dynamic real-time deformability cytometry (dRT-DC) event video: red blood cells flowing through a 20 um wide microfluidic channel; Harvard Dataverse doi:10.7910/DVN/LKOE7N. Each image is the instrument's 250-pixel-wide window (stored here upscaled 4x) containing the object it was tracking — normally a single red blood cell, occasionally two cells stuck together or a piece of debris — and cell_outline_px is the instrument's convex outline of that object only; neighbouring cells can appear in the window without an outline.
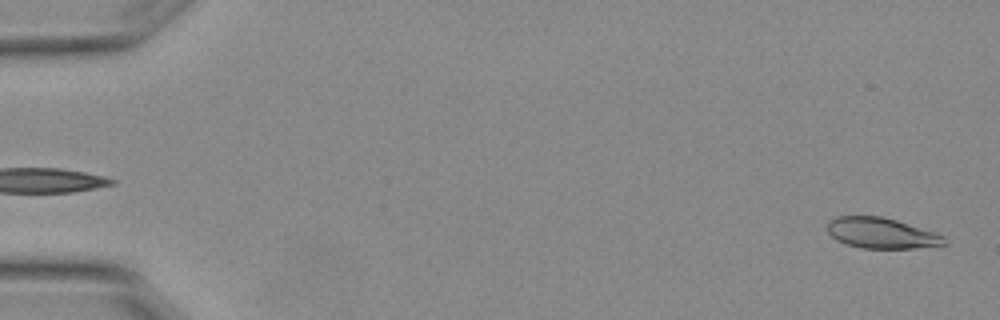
{"species": "Egyptian fruit bat (a non-hibernating species)", "species_latin": "Rousettus aegyptiacus", "temperature_condition": "warm", "stored_images_in_passage": 4, "segment_of_instrument_passage": [2, 2], "camera_frame_rate_fps": 3000, "um_per_image_px": 0.085, "animal": {"sex": "female"}, "frame": {"image": 1, "passage_image": 4, "time_ms": 1.0, "image_size_px": [1000, 320], "cell_outline_px": [[948, 244], [940, 248], [864, 248], [848, 244], [836, 240], [828, 232], [828, 220], [836, 216], [880, 216], [896, 220], [944, 236]], "centroid_in_image_um": [74.97, 19.83], "position_along_channel_um": 10.0, "area_um2": 20.98}}